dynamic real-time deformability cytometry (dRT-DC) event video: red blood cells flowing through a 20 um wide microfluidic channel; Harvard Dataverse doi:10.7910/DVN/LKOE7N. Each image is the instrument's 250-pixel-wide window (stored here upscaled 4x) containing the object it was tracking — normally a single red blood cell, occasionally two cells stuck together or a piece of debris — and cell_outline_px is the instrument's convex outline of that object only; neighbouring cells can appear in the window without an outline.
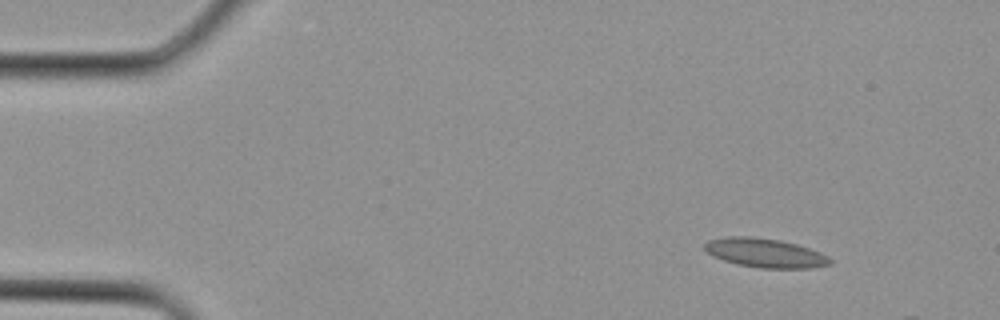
{"species": "Egyptian fruit bat (a non-hibernating species)", "species_latin": "Rousettus aegyptiacus", "temperature_condition": "cold", "stored_images_in_passage": 2, "camera_frame_rate_fps": 3000, "um_per_image_px": 0.085, "animal": {"sex": "female"}, "frame": {"image": 1, "passage_image": 2, "time_ms": 0.333, "image_size_px": [1000, 320], "cell_outline_px": [[832, 264], [812, 268], [760, 268], [740, 264], [724, 260], [712, 256], [704, 248], [704, 244], [708, 240], [728, 236], [752, 236], [780, 240], [796, 244], [820, 252], [828, 256], [832, 260]], "centroid_in_image_um": [65.05, 21.49], "position_along_channel_um": 20.0, "area_um2": 21.21}}